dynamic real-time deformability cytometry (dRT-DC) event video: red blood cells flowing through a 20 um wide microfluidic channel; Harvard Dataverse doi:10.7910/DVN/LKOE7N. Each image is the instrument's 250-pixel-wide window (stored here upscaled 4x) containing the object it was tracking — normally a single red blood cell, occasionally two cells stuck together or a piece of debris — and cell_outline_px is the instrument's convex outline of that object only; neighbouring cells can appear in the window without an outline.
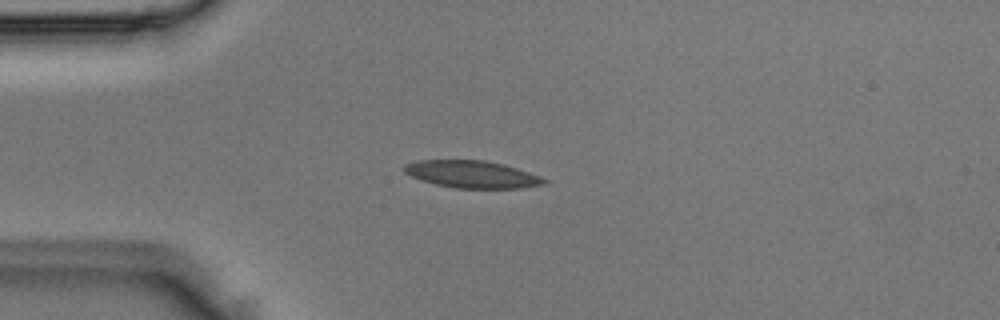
{"species": "Egyptian fruit bat (a non-hibernating species)", "species_latin": "Rousettus aegyptiacus", "temperature_condition": "room temperature", "stored_images_in_passage": 1, "camera_frame_rate_fps": 3000, "um_per_image_px": 0.085, "animal": {"sex": "male"}, "frame": {"image": 1, "passage_image": 1, "time_ms": 0.0, "image_size_px": [1000, 320], "cell_outline_px": [[548, 184], [520, 188], [456, 188], [436, 184], [420, 180], [404, 172], [404, 164], [416, 160], [484, 160], [504, 164], [540, 176], [548, 180]], "centroid_in_image_um": [40.13, 14.81], "position_along_channel_um": 44.9, "area_um2": 22.25}}